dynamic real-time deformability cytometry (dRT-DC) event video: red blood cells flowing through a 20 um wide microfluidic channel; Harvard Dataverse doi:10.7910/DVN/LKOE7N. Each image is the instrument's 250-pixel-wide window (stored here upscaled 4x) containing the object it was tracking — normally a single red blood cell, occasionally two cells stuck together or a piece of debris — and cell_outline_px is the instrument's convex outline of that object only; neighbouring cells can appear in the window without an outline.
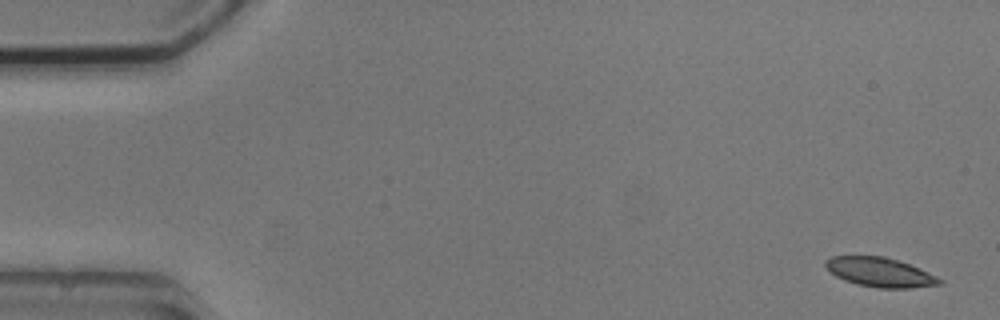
{"species": "common noctule bat (a hibernating species)", "species_latin": "Nyctalus noctula", "temperature_condition": "cold", "stored_images_in_passage": 5, "camera_frame_rate_fps": 3000, "um_per_image_px": 0.085, "animal": {"sex": "male", "body_mass_g": 20.5, "forearm_length_mm": 52.5}, "frame": {"image": 1, "passage_image": 1, "time_ms": 0.0, "image_size_px": [1000, 320], "cell_outline_px": [[944, 284], [912, 288], [876, 288], [856, 284], [844, 280], [836, 276], [824, 264], [824, 260], [832, 256], [884, 256], [900, 260], [944, 280]], "centroid_in_image_um": [74.81, 23.14], "position_along_channel_um": 10.2, "area_um2": 19.54}}